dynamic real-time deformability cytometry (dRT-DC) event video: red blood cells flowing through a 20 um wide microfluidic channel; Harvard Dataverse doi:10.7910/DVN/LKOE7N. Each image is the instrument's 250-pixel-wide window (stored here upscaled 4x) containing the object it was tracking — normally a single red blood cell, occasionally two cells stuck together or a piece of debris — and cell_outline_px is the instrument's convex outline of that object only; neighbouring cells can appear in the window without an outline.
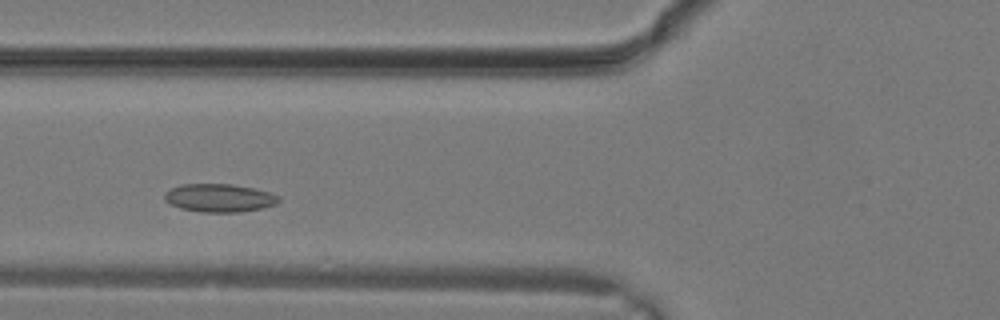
{"species": "common noctule bat (a hibernating species)", "species_latin": "Nyctalus noctula", "temperature_condition": "warm", "stored_images_in_passage": 23, "camera_frame_rate_fps": 3000, "um_per_image_px": 0.085, "animal": {"sex": "male", "body_mass_g": 19.2, "forearm_length_mm": 51.8}, "frame": {"image": 1, "passage_image": 4, "time_ms": 1.0, "image_size_px": [1000, 320], "cell_outline_px": [[280, 200], [276, 204], [260, 208], [240, 212], [200, 212], [180, 208], [164, 200], [164, 192], [180, 184], [232, 184], [252, 188], [268, 192], [280, 196]], "centroid_in_image_um": [18.62, 16.82], "position_along_channel_um": 107.2, "area_um2": 18.67}}
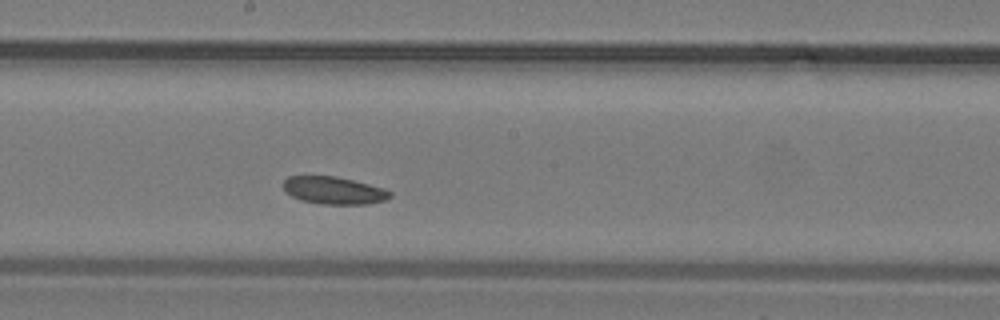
{"frame": {"image": 2, "passage_image": 9, "time_ms": 2.667, "image_size_px": [1000, 320], "cell_outline_px": [[392, 196], [384, 200], [368, 204], [324, 204], [300, 200], [292, 196], [284, 188], [284, 180], [288, 176], [336, 176], [384, 188], [392, 192]], "centroid_in_image_um": [28.39, 16.18], "position_along_channel_um": 219.8, "area_um2": 16.94}}
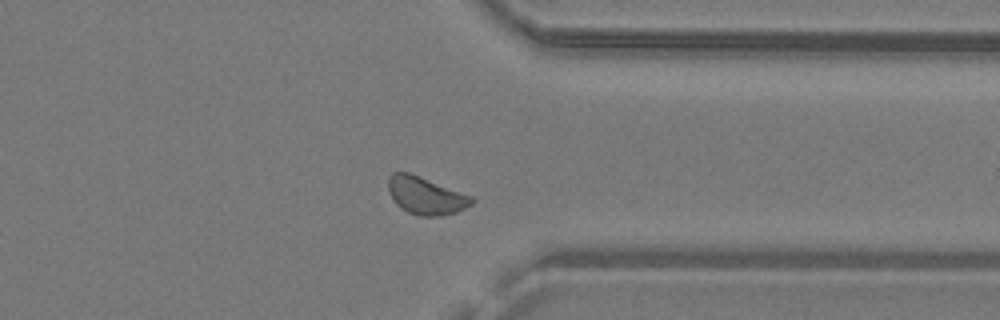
{"frame": {"image": 3, "passage_image": 16, "time_ms": 5.0, "image_size_px": [1000, 320], "cell_outline_px": [[476, 200], [472, 204], [456, 212], [440, 216], [420, 216], [408, 212], [400, 208], [396, 204], [388, 192], [388, 176], [392, 172], [408, 172], [472, 196]], "centroid_in_image_um": [36.16, 16.63], "position_along_channel_um": 375.2, "area_um2": 18.21}}